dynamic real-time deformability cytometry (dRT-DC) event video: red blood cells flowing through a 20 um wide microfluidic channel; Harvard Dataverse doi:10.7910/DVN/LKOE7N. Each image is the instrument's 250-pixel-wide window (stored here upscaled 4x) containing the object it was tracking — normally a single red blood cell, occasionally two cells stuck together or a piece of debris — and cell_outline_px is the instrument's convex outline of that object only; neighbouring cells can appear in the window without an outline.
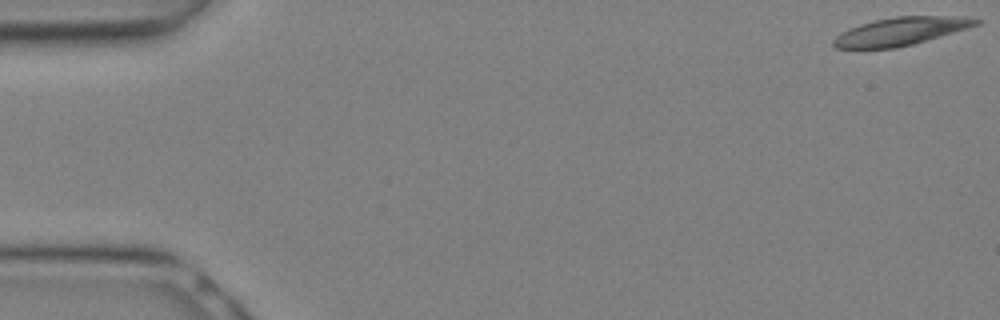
{"species": "Egyptian fruit bat (a non-hibernating species)", "species_latin": "Rousettus aegyptiacus", "temperature_condition": "warm", "stored_images_in_passage": 6, "camera_frame_rate_fps": 3000, "um_per_image_px": 0.085, "animal": {"sex": "female"}, "frame": {"image": 1, "passage_image": 1, "time_ms": 0.0, "image_size_px": [1000, 320], "cell_outline_px": [[984, 20], [980, 24], [912, 44], [896, 48], [836, 48], [832, 44], [832, 40], [840, 32], [860, 24], [876, 20], [896, 16], [964, 16]], "centroid_in_image_um": [76.57, 2.65], "position_along_channel_um": 8.4, "area_um2": 23.06}}